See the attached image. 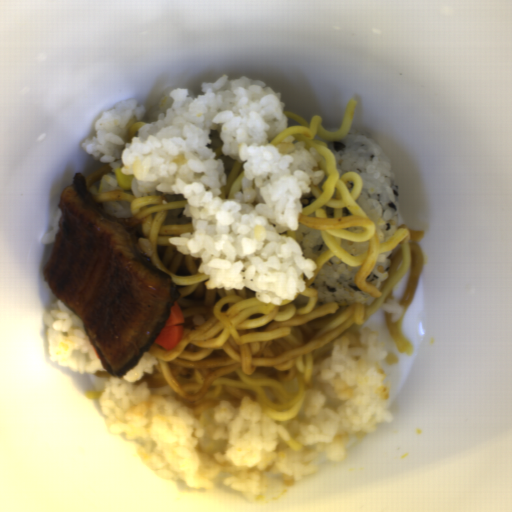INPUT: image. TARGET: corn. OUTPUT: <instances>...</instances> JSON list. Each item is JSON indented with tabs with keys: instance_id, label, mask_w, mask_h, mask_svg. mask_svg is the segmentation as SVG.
Here are the masks:
<instances>
[{
	"instance_id": "51d56268",
	"label": "corn",
	"mask_w": 512,
	"mask_h": 512,
	"mask_svg": "<svg viewBox=\"0 0 512 512\" xmlns=\"http://www.w3.org/2000/svg\"><path fill=\"white\" fill-rule=\"evenodd\" d=\"M114 175L120 189L130 190L132 188L134 175H124L122 173V167H116Z\"/></svg>"
}]
</instances>
